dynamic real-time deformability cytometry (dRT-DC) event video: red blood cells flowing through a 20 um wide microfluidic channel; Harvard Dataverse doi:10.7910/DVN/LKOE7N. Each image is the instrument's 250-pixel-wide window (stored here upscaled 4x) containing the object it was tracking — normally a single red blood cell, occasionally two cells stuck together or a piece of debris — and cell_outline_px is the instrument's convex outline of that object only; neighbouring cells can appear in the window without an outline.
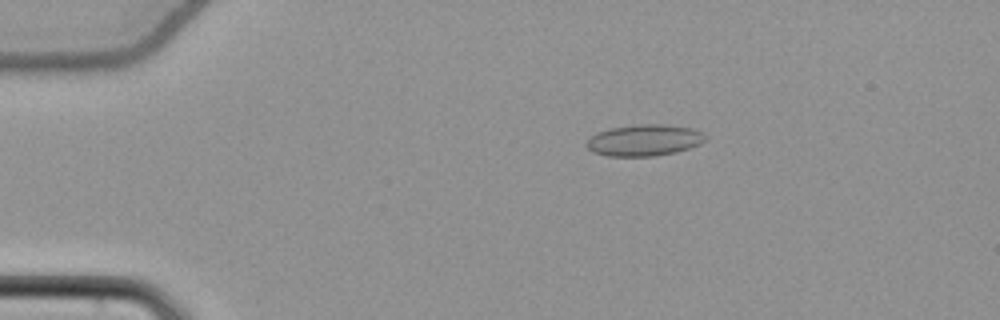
{"species": "common noctule bat (a hibernating species)", "species_latin": "Nyctalus noctula", "temperature_condition": "cold", "stored_images_in_passage": 54, "camera_frame_rate_fps": 3000, "um_per_image_px": 0.085, "animal": {"sex": "female", "body_mass_g": 22.7, "forearm_length_mm": 54.2}, "frame": {"image": 1, "passage_image": 11, "time_ms": 3.333, "image_size_px": [1000, 320], "cell_outline_px": [[708, 136], [700, 144], [676, 152], [656, 156], [608, 156], [592, 152], [584, 144], [596, 132], [608, 128], [640, 124], [664, 124], [692, 128], [704, 132]], "centroid_in_image_um": [54.76, 11.91], "position_along_channel_um": 30.2, "area_um2": 21.96}}
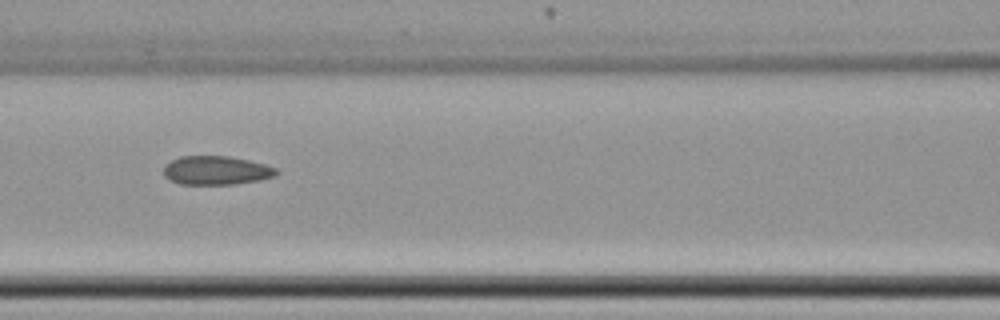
{"frame": {"image": 2, "passage_image": 25, "time_ms": 8.0, "image_size_px": [1000, 320], "cell_outline_px": [[280, 172], [276, 176], [260, 180], [236, 184], [180, 184], [168, 180], [164, 176], [164, 164], [180, 156], [228, 156], [248, 160], [264, 164], [276, 168]], "centroid_in_image_um": [18.38, 14.49], "position_along_channel_um": 148.2, "area_um2": 19.07}}
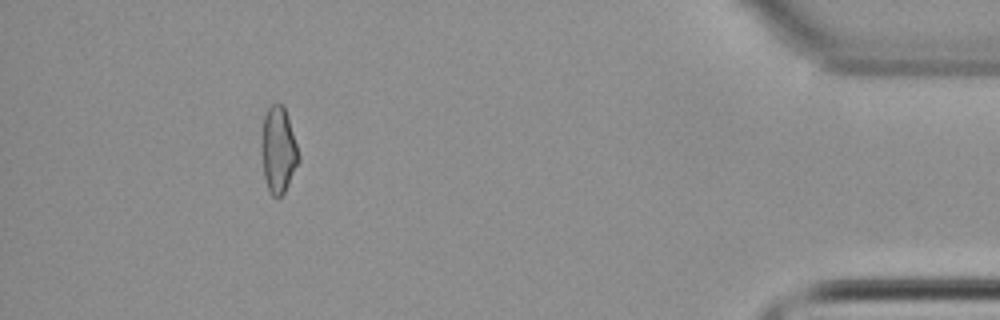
{"frame": {"image": 3, "passage_image": 50, "time_ms": 16.333, "image_size_px": [1000, 320], "cell_outline_px": [[300, 160], [284, 192], [276, 200], [268, 192], [264, 176], [260, 152], [260, 136], [264, 116], [268, 108], [272, 104], [284, 104], [288, 116], [300, 156]], "centroid_in_image_um": [23.63, 12.75], "position_along_channel_um": 411.6, "area_um2": 19.13}, "authors_computed_cell_mechanics": {"area_um2": 19.4786, "velocity_mm_per_s": 3.8563, "shape_relaxation_time_tau1_ms": null, "shape_relaxation_time_tau2_ms": 2.6368, "deformation_change_tau1": null, "deformation_change_tau2": 0.0777}}